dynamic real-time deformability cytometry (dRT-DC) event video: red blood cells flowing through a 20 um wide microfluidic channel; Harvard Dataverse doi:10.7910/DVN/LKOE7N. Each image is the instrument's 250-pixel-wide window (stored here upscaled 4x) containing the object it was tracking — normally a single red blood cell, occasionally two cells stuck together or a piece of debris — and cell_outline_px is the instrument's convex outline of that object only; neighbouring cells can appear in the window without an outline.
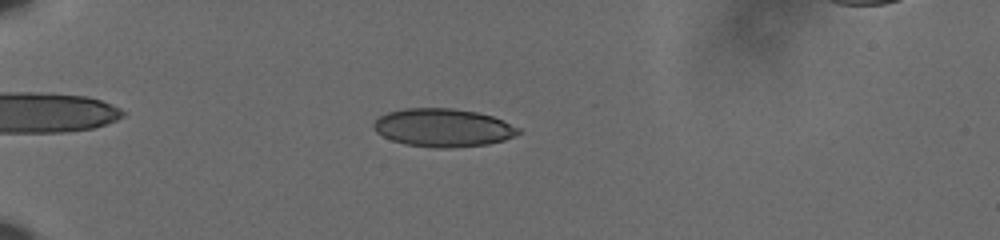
{"species": "human", "species_latin": "Homo sapiens", "temperature_condition": "cold", "stored_images_in_passage": 59, "camera_frame_rate_fps": 3000, "um_per_image_px": 0.085, "donor": {"sex": "male"}, "frame": {"image": 1, "passage_image": 18, "time_ms": 5.667, "image_size_px": [1000, 240], "cell_outline_px": [[520, 132], [516, 136], [504, 140], [488, 144], [452, 148], [436, 148], [404, 144], [392, 140], [376, 132], [372, 128], [372, 124], [380, 116], [388, 112], [404, 108], [452, 108], [476, 112], [492, 116], [520, 128]], "centroid_in_image_um": [37.65, 10.86], "position_along_channel_um": 47.4, "area_um2": 32.25}}
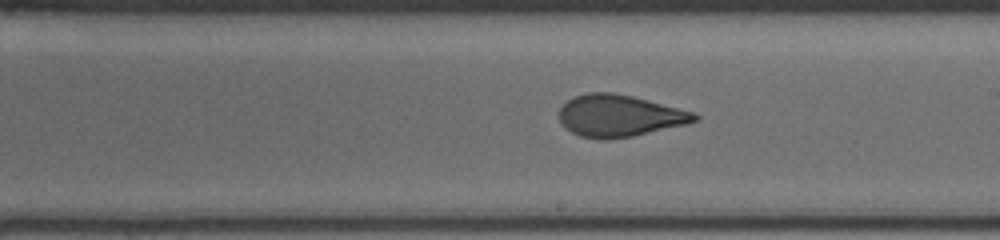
{"frame": {"image": 2, "passage_image": 37, "time_ms": 12.0, "image_size_px": [1000, 240], "cell_outline_px": [[700, 116], [696, 120], [688, 124], [632, 136], [608, 140], [600, 140], [580, 136], [564, 128], [560, 120], [560, 108], [568, 100], [576, 96], [588, 92], [612, 92], [632, 96], [696, 112]], "centroid_in_image_um": [52.66, 9.85], "position_along_channel_um": 236.3, "area_um2": 33.12}}
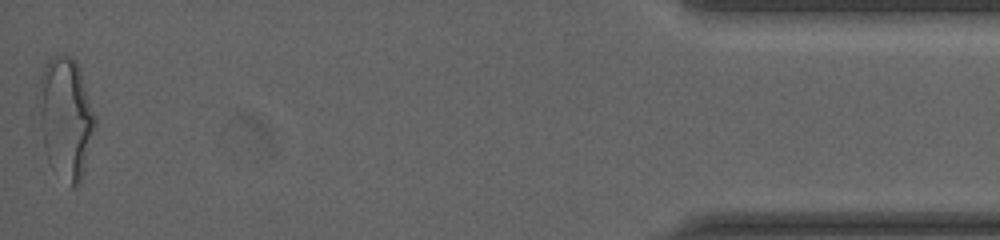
{"frame": {"image": 3, "passage_image": 59, "time_ms": 19.333, "image_size_px": [1000, 240], "cell_outline_px": [[96, 124], [84, 172], [80, 184], [76, 188], [72, 188], [48, 160], [44, 148], [40, 124], [36, 96], [40, 76], [44, 64], [52, 56], [60, 52], [64, 52], [76, 60], [80, 68], [96, 116]], "centroid_in_image_um": [5.58, 9.93], "position_along_channel_um": 429.6, "area_um2": 40.58}, "authors_computed_cell_mechanics": {"area_um2": 32.8304, "velocity_mm_per_s": 3.6296, "shape_relaxation_time_tau1_ms": 6.5826, "shape_relaxation_time_tau2_ms": 0.9134, "deformation_change_tau1": 0.1804, "deformation_change_tau2": 0.067}}